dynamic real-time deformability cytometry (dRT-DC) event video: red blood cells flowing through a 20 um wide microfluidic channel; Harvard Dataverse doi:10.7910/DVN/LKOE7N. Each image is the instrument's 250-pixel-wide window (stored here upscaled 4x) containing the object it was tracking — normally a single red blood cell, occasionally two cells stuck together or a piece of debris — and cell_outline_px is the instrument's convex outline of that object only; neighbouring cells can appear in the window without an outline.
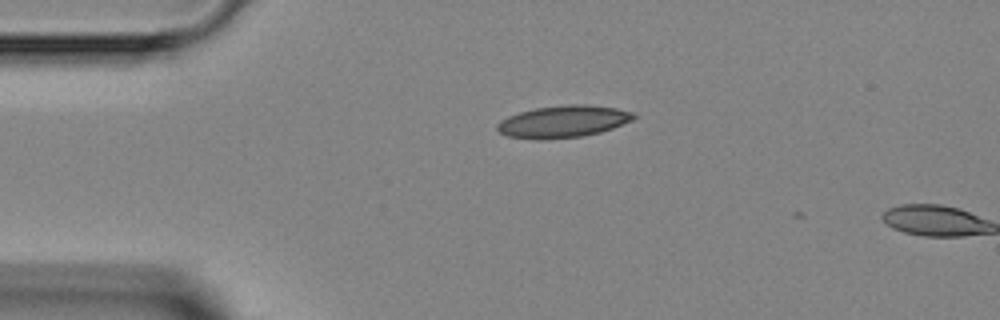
{"species": "Egyptian fruit bat (a non-hibernating species)", "species_latin": "Rousettus aegyptiacus", "temperature_condition": "room temperature", "stored_images_in_passage": 2, "camera_frame_rate_fps": 3000, "um_per_image_px": 0.085, "animal": {"sex": "female"}, "frame": {"image": 1, "passage_image": 1, "time_ms": 0.0, "image_size_px": [1000, 320], "cell_outline_px": [[636, 116], [632, 120], [612, 128], [600, 132], [580, 136], [544, 140], [536, 140], [508, 136], [500, 132], [496, 128], [496, 124], [500, 120], [508, 116], [520, 112], [536, 108], [568, 104], [588, 104], [616, 108], [632, 112]], "centroid_in_image_um": [47.84, 10.33], "position_along_channel_um": 37.2, "area_um2": 25.43}}